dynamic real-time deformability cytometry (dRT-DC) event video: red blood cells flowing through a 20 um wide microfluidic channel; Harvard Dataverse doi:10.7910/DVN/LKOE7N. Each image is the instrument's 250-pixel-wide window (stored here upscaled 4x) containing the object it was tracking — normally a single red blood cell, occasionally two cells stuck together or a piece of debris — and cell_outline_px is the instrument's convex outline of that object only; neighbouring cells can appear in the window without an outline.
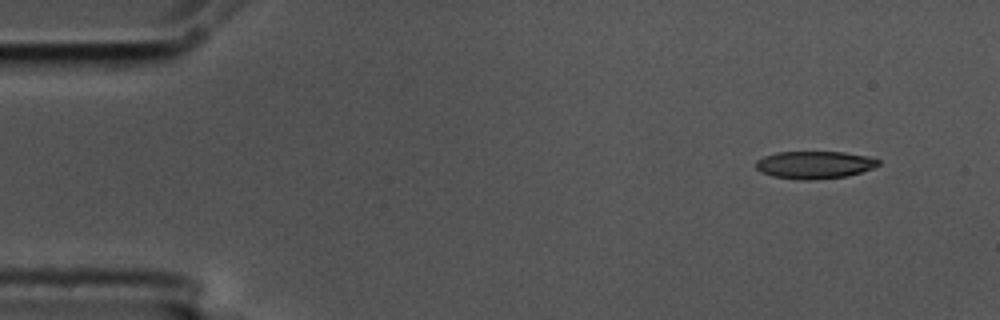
{"species": "common noctule bat (a hibernating species)", "species_latin": "Nyctalus noctula", "temperature_condition": "cold", "stored_images_in_passage": 4, "segment_of_instrument_passage": [2, 2], "camera_frame_rate_fps": 3000, "um_per_image_px": 0.085, "animal": {"sex": "male", "body_mass_g": 17.5, "forearm_length_mm": 52.3}, "frame": {"image": 1, "passage_image": 4, "time_ms": 1.0, "image_size_px": [1000, 320], "cell_outline_px": [[880, 164], [872, 168], [860, 172], [844, 176], [812, 180], [800, 180], [772, 176], [756, 168], [756, 160], [764, 156], [776, 152], [844, 152], [868, 156], [880, 160]], "centroid_in_image_um": [69.23, 14.0], "position_along_channel_um": 15.8, "area_um2": 19.54}}